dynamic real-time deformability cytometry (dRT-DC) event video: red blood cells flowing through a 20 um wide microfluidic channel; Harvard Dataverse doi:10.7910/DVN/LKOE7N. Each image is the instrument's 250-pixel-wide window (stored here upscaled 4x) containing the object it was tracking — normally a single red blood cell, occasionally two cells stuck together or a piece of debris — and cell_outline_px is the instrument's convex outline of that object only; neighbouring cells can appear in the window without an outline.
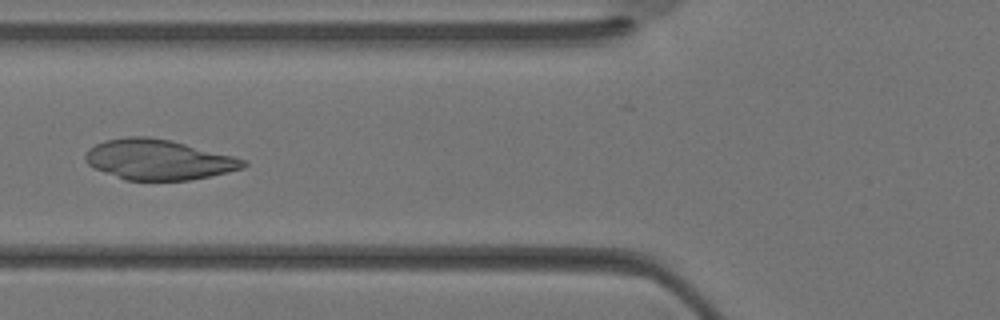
{"species": "Egyptian fruit bat (a non-hibernating species)", "species_latin": "Rousettus aegyptiacus", "temperature_condition": "warm", "stored_images_in_passage": 33, "camera_frame_rate_fps": 3000, "um_per_image_px": 0.085, "animal": {"sex": "female"}, "frame": {"image": 1, "passage_image": 14, "time_ms": 4.333, "image_size_px": [1000, 320], "cell_outline_px": [[248, 164], [244, 168], [228, 172], [188, 180], [124, 180], [104, 172], [88, 164], [84, 160], [84, 156], [88, 148], [104, 140], [128, 136], [148, 136], [172, 140], [248, 160]], "centroid_in_image_um": [13.46, 13.56], "position_along_channel_um": 112.3, "area_um2": 37.17}}
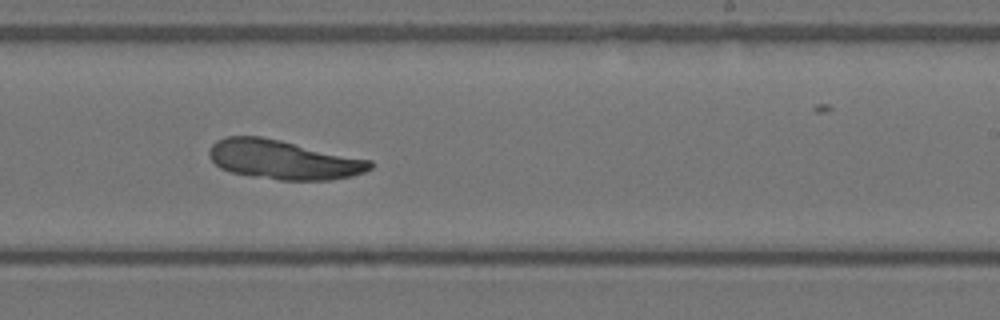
{"frame": {"image": 2, "passage_image": 22, "time_ms": 7.0, "image_size_px": [1000, 320], "cell_outline_px": [[372, 168], [364, 172], [352, 176], [332, 180], [280, 180], [252, 176], [232, 172], [220, 168], [208, 156], [208, 152], [212, 144], [216, 140], [224, 136], [260, 136], [280, 140], [372, 160]], "centroid_in_image_um": [24.07, 13.57], "position_along_channel_um": 264.9, "area_um2": 36.82}}
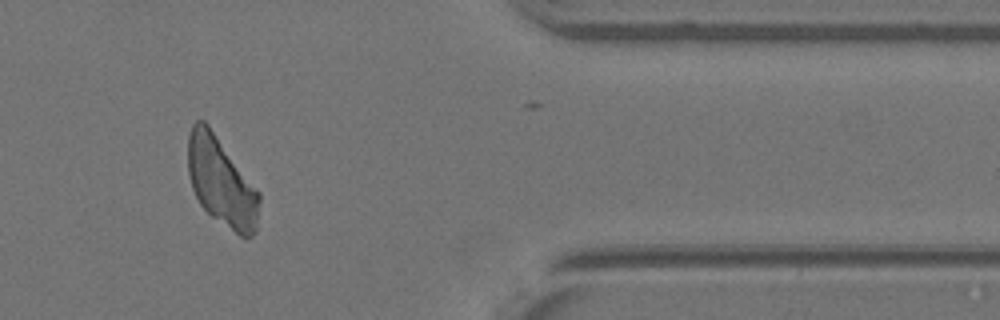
{"frame": {"image": 3, "passage_image": 30, "time_ms": 9.667, "image_size_px": [1000, 320], "cell_outline_px": [[260, 200], [256, 232], [252, 236], [240, 236], [212, 216], [200, 204], [192, 188], [188, 172], [188, 132], [192, 124], [196, 120], [204, 120], [208, 124], [260, 192]], "centroid_in_image_um": [18.82, 15.44], "position_along_channel_um": 392.6, "area_um2": 36.88}}